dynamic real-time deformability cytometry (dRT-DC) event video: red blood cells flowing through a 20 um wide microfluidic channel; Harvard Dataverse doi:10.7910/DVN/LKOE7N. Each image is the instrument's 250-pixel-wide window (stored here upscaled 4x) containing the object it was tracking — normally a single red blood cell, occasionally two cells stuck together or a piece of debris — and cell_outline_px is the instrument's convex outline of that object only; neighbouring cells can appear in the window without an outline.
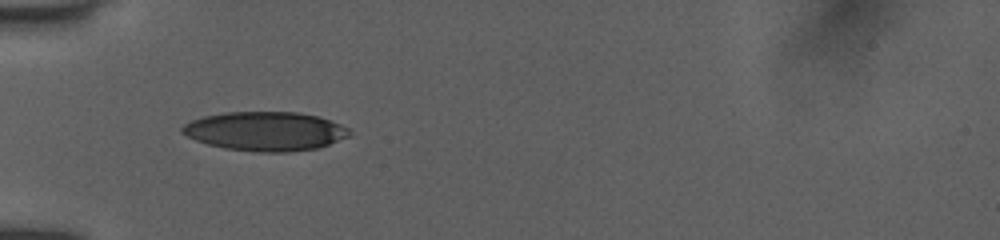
{"species": "human", "species_latin": "Homo sapiens", "temperature_condition": "room temperature", "stored_images_in_passage": 8, "camera_frame_rate_fps": 3000, "um_per_image_px": 0.085, "donor": {"sex": "female"}, "frame": {"image": 1, "passage_image": 6, "time_ms": 5.0, "image_size_px": [1000, 240], "cell_outline_px": [[352, 136], [316, 148], [288, 152], [260, 152], [224, 148], [208, 144], [196, 140], [180, 132], [180, 128], [184, 124], [192, 120], [204, 116], [224, 112], [296, 112], [316, 116], [340, 124], [348, 128]], "centroid_in_image_um": [22.54, 11.15], "position_along_channel_um": 62.5, "area_um2": 37.92}}
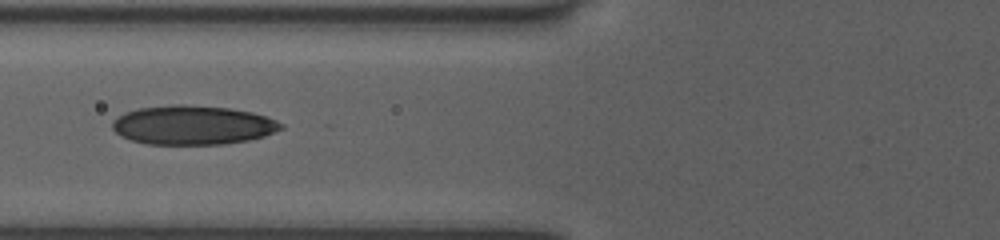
{"frame": {"image": 2, "passage_image": 7, "time_ms": 6.333, "image_size_px": [1000, 240], "cell_outline_px": [[284, 128], [264, 136], [248, 140], [224, 144], [148, 144], [132, 140], [120, 136], [112, 128], [112, 120], [124, 112], [136, 108], [172, 104], [184, 104], [228, 108], [252, 112], [276, 120], [284, 124]], "centroid_in_image_um": [16.36, 10.62], "position_along_channel_um": 109.4, "area_um2": 38.61}}